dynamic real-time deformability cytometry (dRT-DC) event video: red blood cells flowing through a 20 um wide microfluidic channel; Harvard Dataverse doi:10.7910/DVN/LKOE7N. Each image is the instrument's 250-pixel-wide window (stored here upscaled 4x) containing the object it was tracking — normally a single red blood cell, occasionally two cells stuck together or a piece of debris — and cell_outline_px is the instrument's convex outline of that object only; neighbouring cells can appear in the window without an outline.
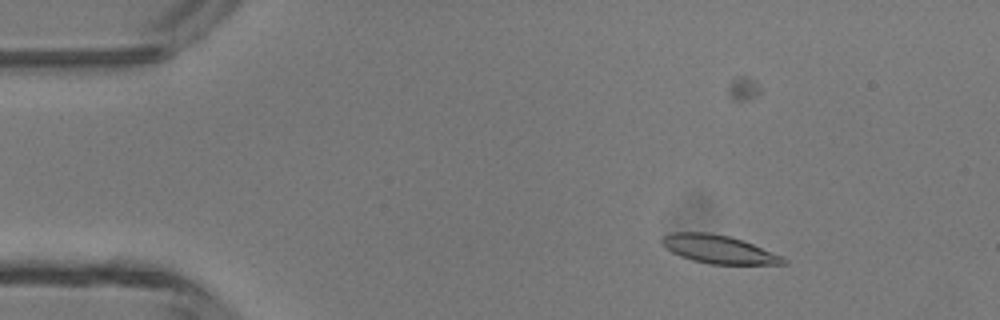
{"species": "common noctule bat (a hibernating species)", "species_latin": "Nyctalus noctula", "temperature_condition": "room temperature", "stored_images_in_passage": 19, "camera_frame_rate_fps": 3000, "um_per_image_px": 0.085, "animal": {"sex": "male", "body_mass_g": 13.3}, "frame": {"image": 1, "passage_image": 9, "time_ms": 2.667, "image_size_px": [1000, 320], "cell_outline_px": [[788, 264], [708, 264], [692, 260], [680, 256], [672, 252], [660, 240], [664, 236], [672, 232], [708, 232], [728, 236], [752, 244], [784, 256], [788, 260]], "centroid_in_image_um": [61.12, 21.2], "position_along_channel_um": 23.9, "area_um2": 19.83}}
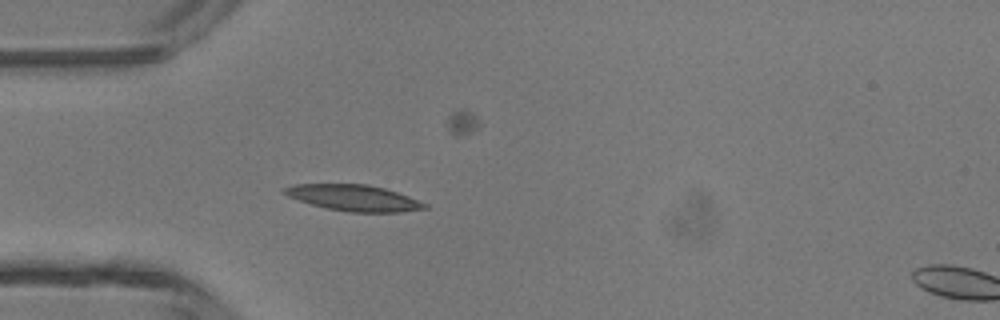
{"frame": {"image": 2, "passage_image": 16, "time_ms": 5.0, "image_size_px": [1000, 320], "cell_outline_px": [[428, 208], [400, 212], [348, 212], [328, 208], [312, 204], [288, 196], [280, 192], [284, 188], [292, 184], [368, 184], [384, 188], [408, 196], [428, 204]], "centroid_in_image_um": [30.07, 16.81], "position_along_channel_um": 54.9, "area_um2": 21.21}}